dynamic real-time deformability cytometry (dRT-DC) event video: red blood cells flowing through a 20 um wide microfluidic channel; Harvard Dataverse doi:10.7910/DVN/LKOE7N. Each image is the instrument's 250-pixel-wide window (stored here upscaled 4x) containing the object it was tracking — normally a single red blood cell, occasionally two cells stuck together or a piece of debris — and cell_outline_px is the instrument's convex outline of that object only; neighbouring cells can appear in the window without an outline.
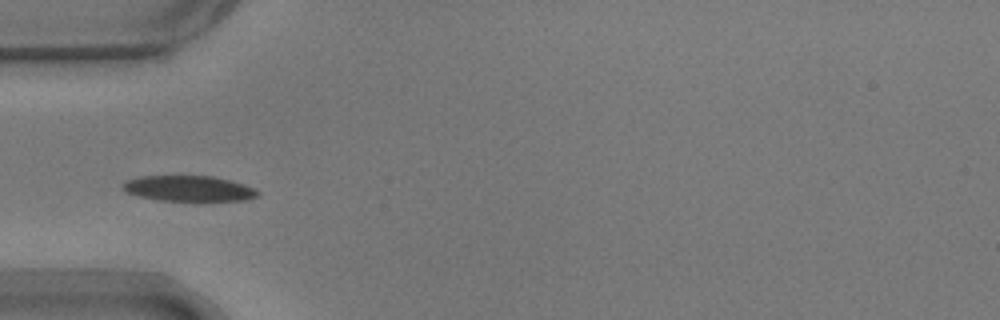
{"species": "common noctule bat (a hibernating species)", "species_latin": "Nyctalus noctula", "temperature_condition": "warm", "stored_images_in_passage": 38, "camera_frame_rate_fps": 3000, "um_per_image_px": 0.085, "animal": {"sex": "male", "body_mass_g": 17.9}, "frame": {"image": 1, "passage_image": 1, "time_ms": 0.0, "image_size_px": [1000, 320], "cell_outline_px": [[260, 196], [244, 200], [160, 200], [140, 196], [128, 192], [124, 188], [124, 184], [128, 180], [144, 176], [212, 176], [244, 184], [260, 192]], "centroid_in_image_um": [16.11, 16.02], "position_along_channel_um": 68.9, "area_um2": 19.54}}
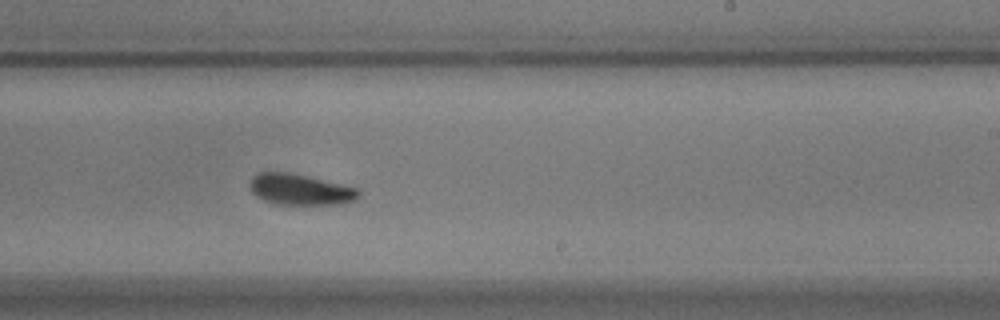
{"frame": {"image": 2, "passage_image": 17, "time_ms": 5.333, "image_size_px": [1000, 320], "cell_outline_px": [[360, 196], [356, 200], [340, 204], [272, 204], [256, 196], [252, 192], [248, 184], [252, 176], [260, 172], [288, 172], [356, 188], [360, 192]], "centroid_in_image_um": [25.46, 16.12], "position_along_channel_um": 263.5, "area_um2": 19.48}}
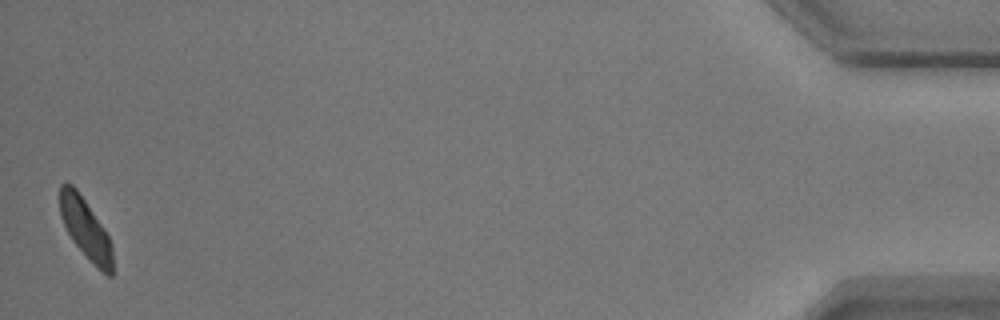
{"frame": {"image": 3, "passage_image": 38, "time_ms": 12.333, "image_size_px": [1000, 320], "cell_outline_px": [[112, 276], [108, 276], [72, 240], [60, 216], [60, 184], [72, 184], [76, 188], [104, 228], [112, 244]], "centroid_in_image_um": [7.26, 19.38], "position_along_channel_um": 427.9, "area_um2": 17.8}, "authors_computed_cell_mechanics": {"area_um2": 19.6809, "velocity_mm_per_s": 3.6491, "shape_relaxation_time_tau1_ms": 2.368, "shape_relaxation_time_tau2_ms": 8.4181, "deformation_change_tau1": 0.0782, "deformation_change_tau2": 0.1223}}